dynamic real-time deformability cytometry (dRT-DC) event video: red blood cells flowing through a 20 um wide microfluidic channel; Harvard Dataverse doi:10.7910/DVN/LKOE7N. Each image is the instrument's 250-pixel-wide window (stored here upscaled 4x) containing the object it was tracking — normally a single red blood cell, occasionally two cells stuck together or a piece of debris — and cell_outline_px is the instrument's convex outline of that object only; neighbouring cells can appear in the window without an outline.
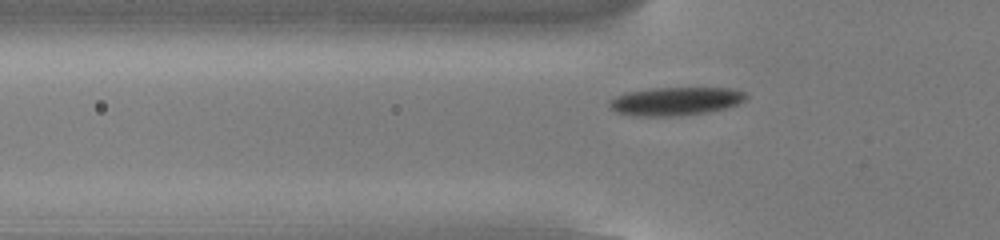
{"species": "common noctule bat (a hibernating species)", "species_latin": "Nyctalus noctula", "temperature_condition": "cold", "stored_images_in_passage": 45, "camera_frame_rate_fps": 3000, "um_per_image_px": 0.085, "animal": {"sex": "male", "body_mass_g": 13.0, "forearm_length_mm": 53.1}, "frame": {"image": 1, "passage_image": 9, "time_ms": 2.667, "image_size_px": [1000, 240], "cell_outline_px": [[748, 96], [744, 100], [736, 104], [724, 108], [708, 112], [680, 116], [632, 116], [616, 112], [608, 104], [608, 100], [616, 96], [628, 92], [656, 88], [732, 88], [744, 92]], "centroid_in_image_um": [57.4, 8.61], "position_along_channel_um": 68.4, "area_um2": 22.48}}
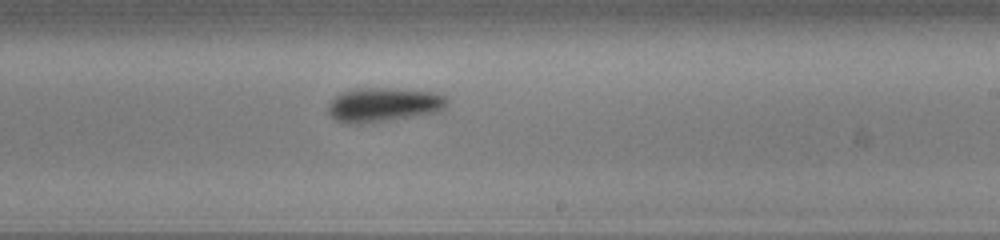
{"frame": {"image": 2, "passage_image": 24, "time_ms": 7.667, "image_size_px": [1000, 240], "cell_outline_px": [[448, 104], [440, 112], [368, 124], [340, 124], [328, 112], [328, 104], [340, 92], [352, 88], [392, 88], [440, 92], [448, 96]], "centroid_in_image_um": [32.64, 8.91], "position_along_channel_um": 256.4, "area_um2": 24.57}}
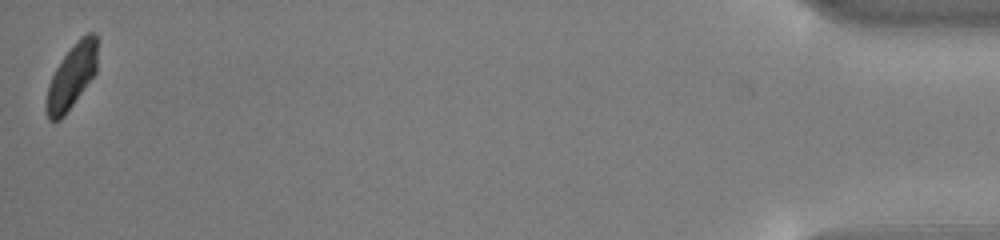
{"frame": {"image": 3, "passage_image": 45, "time_ms": 14.667, "image_size_px": [1000, 240], "cell_outline_px": [[96, 72], [64, 116], [60, 120], [48, 120], [44, 108], [44, 104], [48, 84], [56, 68], [64, 56], [80, 36], [88, 32], [96, 32]], "centroid_in_image_um": [6.05, 6.52], "position_along_channel_um": 429.1, "area_um2": 19.02}, "authors_computed_cell_mechanics": {"area_um2": 22.1952, "velocity_mm_per_s": 3.7886, "shape_relaxation_time_tau1_ms": 1.5691, "shape_relaxation_time_tau2_ms": 2.1087, "deformation_change_tau1": 0.1105, "deformation_change_tau2": 0.0823}}